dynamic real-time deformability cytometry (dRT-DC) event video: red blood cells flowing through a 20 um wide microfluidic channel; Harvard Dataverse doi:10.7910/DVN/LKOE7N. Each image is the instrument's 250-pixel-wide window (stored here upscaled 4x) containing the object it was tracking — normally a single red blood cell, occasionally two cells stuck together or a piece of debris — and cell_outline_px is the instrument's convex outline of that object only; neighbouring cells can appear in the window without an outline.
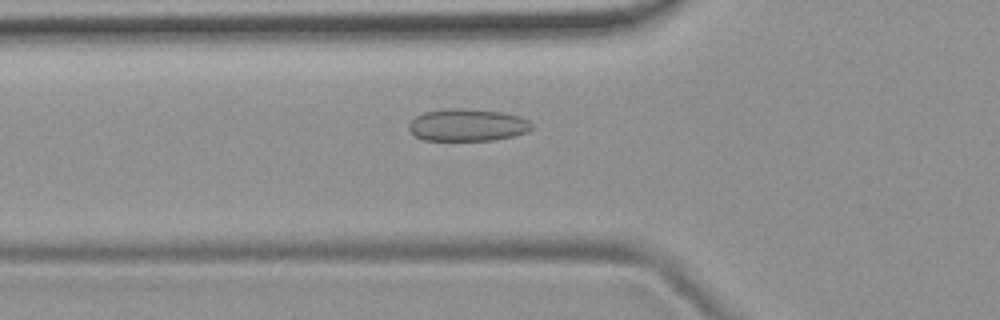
{"species": "common noctule bat (a hibernating species)", "species_latin": "Nyctalus noctula", "temperature_condition": "room temperature", "stored_images_in_passage": 51, "camera_frame_rate_fps": 3000, "um_per_image_px": 0.085, "animal": {"sex": "female", "body_mass_g": 19.9}, "frame": {"image": 1, "passage_image": 16, "time_ms": 5.0, "image_size_px": [1000, 320], "cell_outline_px": [[532, 128], [528, 132], [512, 136], [492, 140], [424, 140], [416, 136], [408, 128], [408, 124], [416, 116], [424, 112], [448, 108], [460, 108], [500, 112], [520, 116], [528, 120], [532, 124]], "centroid_in_image_um": [39.73, 10.62], "position_along_channel_um": 86.1, "area_um2": 23.0}}
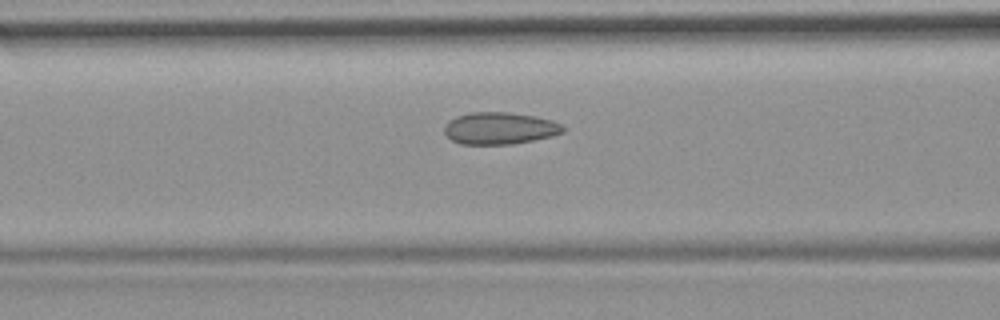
{"frame": {"image": 2, "passage_image": 19, "time_ms": 6.0, "image_size_px": [1000, 320], "cell_outline_px": [[564, 132], [552, 136], [512, 144], [460, 144], [452, 140], [444, 132], [444, 128], [456, 116], [468, 112], [508, 112], [536, 116], [552, 120], [560, 124], [564, 128]], "centroid_in_image_um": [42.49, 10.9], "position_along_channel_um": 124.1, "area_um2": 22.02}}
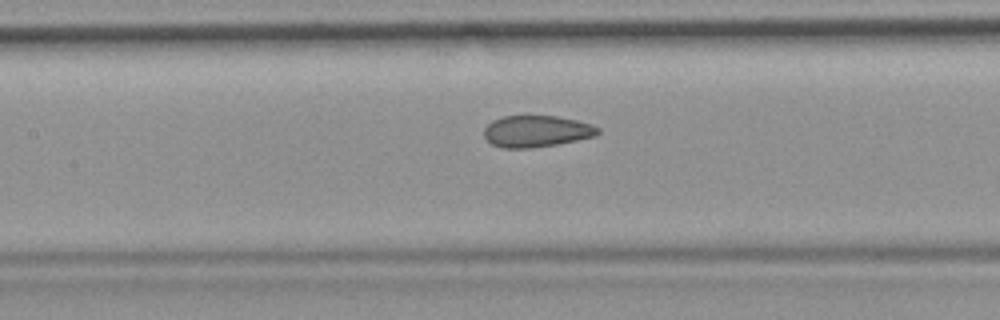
{"frame": {"image": 3, "passage_image": 22, "time_ms": 7.0, "image_size_px": [1000, 320], "cell_outline_px": [[600, 132], [596, 136], [556, 144], [528, 148], [504, 148], [492, 144], [484, 136], [484, 128], [492, 120], [504, 116], [556, 116], [576, 120], [592, 124], [600, 128]], "centroid_in_image_um": [45.61, 11.15], "position_along_channel_um": 161.8, "area_um2": 20.87}, "authors_computed_cell_mechanics": {"area_um2": 21.7906, "velocity_mm_per_s": 3.7674, "shape_relaxation_time_tau1_ms": null, "shape_relaxation_time_tau2_ms": 0.9565, "deformation_change_tau1": null, "deformation_change_tau2": 0.0649}}